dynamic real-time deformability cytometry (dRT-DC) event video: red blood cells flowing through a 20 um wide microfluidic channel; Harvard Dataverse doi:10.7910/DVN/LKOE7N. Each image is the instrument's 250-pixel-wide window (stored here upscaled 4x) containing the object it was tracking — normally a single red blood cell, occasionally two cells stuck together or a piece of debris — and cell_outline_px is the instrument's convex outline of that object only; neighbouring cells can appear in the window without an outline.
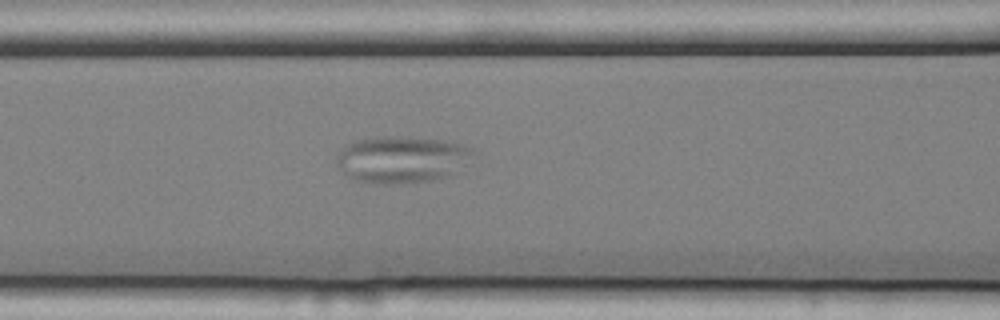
{"species": "common noctule bat (a hibernating species)", "species_latin": "Nyctalus noctula", "temperature_condition": "cold", "stored_images_in_passage": 17, "camera_frame_rate_fps": 3000, "um_per_image_px": 0.085, "animal": {"sex": "female", "body_mass_g": 25.1}, "frame": {"image": 1, "passage_image": 12, "time_ms": 3.667, "image_size_px": [1000, 320], "cell_outline_px": [[472, 152], [448, 176], [428, 180], [396, 184], [372, 184], [352, 180], [344, 176], [336, 164], [336, 156], [348, 144], [360, 140], [380, 136], [388, 136], [440, 140], [472, 148]], "centroid_in_image_um": [33.97, 13.58], "position_along_channel_um": 132.6, "area_um2": 36.3}}